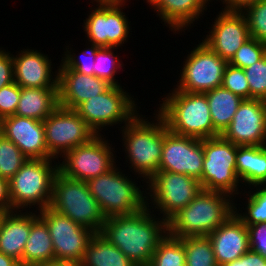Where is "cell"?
<instances>
[{"label": "cell", "instance_id": "1", "mask_svg": "<svg viewBox=\"0 0 266 266\" xmlns=\"http://www.w3.org/2000/svg\"><path fill=\"white\" fill-rule=\"evenodd\" d=\"M167 233V221L154 215L148 206L133 214L106 218L99 232L137 266L149 265Z\"/></svg>", "mask_w": 266, "mask_h": 266}, {"label": "cell", "instance_id": "2", "mask_svg": "<svg viewBox=\"0 0 266 266\" xmlns=\"http://www.w3.org/2000/svg\"><path fill=\"white\" fill-rule=\"evenodd\" d=\"M153 114L155 120L149 121L138 113L127 125L120 127L128 167L144 182L159 171L164 132L168 129L163 117L157 111Z\"/></svg>", "mask_w": 266, "mask_h": 266}, {"label": "cell", "instance_id": "3", "mask_svg": "<svg viewBox=\"0 0 266 266\" xmlns=\"http://www.w3.org/2000/svg\"><path fill=\"white\" fill-rule=\"evenodd\" d=\"M234 199L222 192L201 190L167 221L168 234L178 239L208 236L234 213Z\"/></svg>", "mask_w": 266, "mask_h": 266}, {"label": "cell", "instance_id": "4", "mask_svg": "<svg viewBox=\"0 0 266 266\" xmlns=\"http://www.w3.org/2000/svg\"><path fill=\"white\" fill-rule=\"evenodd\" d=\"M170 92L162 98L163 103L158 104L160 106L157 108L170 132L199 139L220 135L214 129L205 93L175 88Z\"/></svg>", "mask_w": 266, "mask_h": 266}, {"label": "cell", "instance_id": "5", "mask_svg": "<svg viewBox=\"0 0 266 266\" xmlns=\"http://www.w3.org/2000/svg\"><path fill=\"white\" fill-rule=\"evenodd\" d=\"M54 160L56 161L55 158L27 159L9 180V193L14 211H26L27 208L31 211V207L35 205L36 211H40L50 206L53 181L58 173V163Z\"/></svg>", "mask_w": 266, "mask_h": 266}, {"label": "cell", "instance_id": "6", "mask_svg": "<svg viewBox=\"0 0 266 266\" xmlns=\"http://www.w3.org/2000/svg\"><path fill=\"white\" fill-rule=\"evenodd\" d=\"M121 171L116 165L106 174L87 181L90 193L106 218L133 214L147 206L146 190L140 189L144 186H137L136 181Z\"/></svg>", "mask_w": 266, "mask_h": 266}, {"label": "cell", "instance_id": "7", "mask_svg": "<svg viewBox=\"0 0 266 266\" xmlns=\"http://www.w3.org/2000/svg\"><path fill=\"white\" fill-rule=\"evenodd\" d=\"M75 223L99 233L106 217L92 196L87 182L62 175L59 171L53 181L50 206Z\"/></svg>", "mask_w": 266, "mask_h": 266}, {"label": "cell", "instance_id": "8", "mask_svg": "<svg viewBox=\"0 0 266 266\" xmlns=\"http://www.w3.org/2000/svg\"><path fill=\"white\" fill-rule=\"evenodd\" d=\"M203 150L202 188L222 192L232 198L240 194L241 198V182L236 173L237 145L219 135L203 139Z\"/></svg>", "mask_w": 266, "mask_h": 266}, {"label": "cell", "instance_id": "9", "mask_svg": "<svg viewBox=\"0 0 266 266\" xmlns=\"http://www.w3.org/2000/svg\"><path fill=\"white\" fill-rule=\"evenodd\" d=\"M146 184L147 188L144 190L149 191L146 192L147 206L151 210L154 208L153 213L158 209L156 210L159 213L158 216L163 214L161 217L166 221L189 205L203 190L199 180L169 171H158Z\"/></svg>", "mask_w": 266, "mask_h": 266}, {"label": "cell", "instance_id": "10", "mask_svg": "<svg viewBox=\"0 0 266 266\" xmlns=\"http://www.w3.org/2000/svg\"><path fill=\"white\" fill-rule=\"evenodd\" d=\"M122 87L111 85L74 109L96 135L108 126L127 125L138 114L134 96Z\"/></svg>", "mask_w": 266, "mask_h": 266}, {"label": "cell", "instance_id": "11", "mask_svg": "<svg viewBox=\"0 0 266 266\" xmlns=\"http://www.w3.org/2000/svg\"><path fill=\"white\" fill-rule=\"evenodd\" d=\"M104 136L96 135L65 153L63 161H58V171L68 178L84 182L109 172L118 164L113 153L115 147L112 148Z\"/></svg>", "mask_w": 266, "mask_h": 266}, {"label": "cell", "instance_id": "12", "mask_svg": "<svg viewBox=\"0 0 266 266\" xmlns=\"http://www.w3.org/2000/svg\"><path fill=\"white\" fill-rule=\"evenodd\" d=\"M187 54L175 89L185 92L206 93L222 85L228 62L213 52L204 42Z\"/></svg>", "mask_w": 266, "mask_h": 266}, {"label": "cell", "instance_id": "13", "mask_svg": "<svg viewBox=\"0 0 266 266\" xmlns=\"http://www.w3.org/2000/svg\"><path fill=\"white\" fill-rule=\"evenodd\" d=\"M38 215L49 229L54 249V260L81 263L95 232L75 223L51 207L40 210Z\"/></svg>", "mask_w": 266, "mask_h": 266}, {"label": "cell", "instance_id": "14", "mask_svg": "<svg viewBox=\"0 0 266 266\" xmlns=\"http://www.w3.org/2000/svg\"><path fill=\"white\" fill-rule=\"evenodd\" d=\"M49 153L57 160L96 134L74 109L58 106L44 121Z\"/></svg>", "mask_w": 266, "mask_h": 266}, {"label": "cell", "instance_id": "15", "mask_svg": "<svg viewBox=\"0 0 266 266\" xmlns=\"http://www.w3.org/2000/svg\"><path fill=\"white\" fill-rule=\"evenodd\" d=\"M127 1L121 0L112 4L95 3L98 7H91L93 9L83 25L88 42L99 47L119 48L128 41L131 22L123 12Z\"/></svg>", "mask_w": 266, "mask_h": 266}, {"label": "cell", "instance_id": "16", "mask_svg": "<svg viewBox=\"0 0 266 266\" xmlns=\"http://www.w3.org/2000/svg\"><path fill=\"white\" fill-rule=\"evenodd\" d=\"M203 139L164 132L159 171L185 174L201 180L203 172Z\"/></svg>", "mask_w": 266, "mask_h": 266}, {"label": "cell", "instance_id": "17", "mask_svg": "<svg viewBox=\"0 0 266 266\" xmlns=\"http://www.w3.org/2000/svg\"><path fill=\"white\" fill-rule=\"evenodd\" d=\"M222 136L237 146L266 145V101L243 99Z\"/></svg>", "mask_w": 266, "mask_h": 266}, {"label": "cell", "instance_id": "18", "mask_svg": "<svg viewBox=\"0 0 266 266\" xmlns=\"http://www.w3.org/2000/svg\"><path fill=\"white\" fill-rule=\"evenodd\" d=\"M204 42L213 52L229 62L243 43L251 38L246 16L242 12L220 11Z\"/></svg>", "mask_w": 266, "mask_h": 266}, {"label": "cell", "instance_id": "19", "mask_svg": "<svg viewBox=\"0 0 266 266\" xmlns=\"http://www.w3.org/2000/svg\"><path fill=\"white\" fill-rule=\"evenodd\" d=\"M0 133L15 143L28 159L54 158L47 149L43 121L10 115L0 120Z\"/></svg>", "mask_w": 266, "mask_h": 266}, {"label": "cell", "instance_id": "20", "mask_svg": "<svg viewBox=\"0 0 266 266\" xmlns=\"http://www.w3.org/2000/svg\"><path fill=\"white\" fill-rule=\"evenodd\" d=\"M18 53L12 54L14 82L21 88H58V71H52L48 54L29 48Z\"/></svg>", "mask_w": 266, "mask_h": 266}, {"label": "cell", "instance_id": "21", "mask_svg": "<svg viewBox=\"0 0 266 266\" xmlns=\"http://www.w3.org/2000/svg\"><path fill=\"white\" fill-rule=\"evenodd\" d=\"M57 71L58 102L64 108L75 109L111 86L95 75L81 74L72 69H57Z\"/></svg>", "mask_w": 266, "mask_h": 266}, {"label": "cell", "instance_id": "22", "mask_svg": "<svg viewBox=\"0 0 266 266\" xmlns=\"http://www.w3.org/2000/svg\"><path fill=\"white\" fill-rule=\"evenodd\" d=\"M208 238L219 266L238 259L250 250L248 228L234 213Z\"/></svg>", "mask_w": 266, "mask_h": 266}, {"label": "cell", "instance_id": "23", "mask_svg": "<svg viewBox=\"0 0 266 266\" xmlns=\"http://www.w3.org/2000/svg\"><path fill=\"white\" fill-rule=\"evenodd\" d=\"M35 212V213H34ZM5 212L0 224V252L23 263V251L32 223L39 217L37 211Z\"/></svg>", "mask_w": 266, "mask_h": 266}, {"label": "cell", "instance_id": "24", "mask_svg": "<svg viewBox=\"0 0 266 266\" xmlns=\"http://www.w3.org/2000/svg\"><path fill=\"white\" fill-rule=\"evenodd\" d=\"M210 1L212 0H159L152 8L164 25L167 23L170 31L180 33L191 27L195 20H199L208 9Z\"/></svg>", "mask_w": 266, "mask_h": 266}, {"label": "cell", "instance_id": "25", "mask_svg": "<svg viewBox=\"0 0 266 266\" xmlns=\"http://www.w3.org/2000/svg\"><path fill=\"white\" fill-rule=\"evenodd\" d=\"M58 106V88L20 87L15 115L44 121Z\"/></svg>", "mask_w": 266, "mask_h": 266}, {"label": "cell", "instance_id": "26", "mask_svg": "<svg viewBox=\"0 0 266 266\" xmlns=\"http://www.w3.org/2000/svg\"><path fill=\"white\" fill-rule=\"evenodd\" d=\"M236 173L241 184L247 188L254 185H265L266 145L237 146Z\"/></svg>", "mask_w": 266, "mask_h": 266}, {"label": "cell", "instance_id": "27", "mask_svg": "<svg viewBox=\"0 0 266 266\" xmlns=\"http://www.w3.org/2000/svg\"><path fill=\"white\" fill-rule=\"evenodd\" d=\"M54 260V249L46 223L38 217L31 226L20 266H35Z\"/></svg>", "mask_w": 266, "mask_h": 266}, {"label": "cell", "instance_id": "28", "mask_svg": "<svg viewBox=\"0 0 266 266\" xmlns=\"http://www.w3.org/2000/svg\"><path fill=\"white\" fill-rule=\"evenodd\" d=\"M214 129L222 135L243 99L222 86L205 93Z\"/></svg>", "mask_w": 266, "mask_h": 266}, {"label": "cell", "instance_id": "29", "mask_svg": "<svg viewBox=\"0 0 266 266\" xmlns=\"http://www.w3.org/2000/svg\"><path fill=\"white\" fill-rule=\"evenodd\" d=\"M81 266H137L99 233L91 238Z\"/></svg>", "mask_w": 266, "mask_h": 266}, {"label": "cell", "instance_id": "30", "mask_svg": "<svg viewBox=\"0 0 266 266\" xmlns=\"http://www.w3.org/2000/svg\"><path fill=\"white\" fill-rule=\"evenodd\" d=\"M255 188V192L252 190ZM248 192L244 190L246 201L245 212L237 209L236 203H234V214L245 224L254 225L257 223H266V184L265 185H254ZM249 196V197H248ZM239 211L241 213H239Z\"/></svg>", "mask_w": 266, "mask_h": 266}, {"label": "cell", "instance_id": "31", "mask_svg": "<svg viewBox=\"0 0 266 266\" xmlns=\"http://www.w3.org/2000/svg\"><path fill=\"white\" fill-rule=\"evenodd\" d=\"M186 266H219L208 236L182 238Z\"/></svg>", "mask_w": 266, "mask_h": 266}, {"label": "cell", "instance_id": "32", "mask_svg": "<svg viewBox=\"0 0 266 266\" xmlns=\"http://www.w3.org/2000/svg\"><path fill=\"white\" fill-rule=\"evenodd\" d=\"M148 266H186L182 239L167 235L159 242Z\"/></svg>", "mask_w": 266, "mask_h": 266}, {"label": "cell", "instance_id": "33", "mask_svg": "<svg viewBox=\"0 0 266 266\" xmlns=\"http://www.w3.org/2000/svg\"><path fill=\"white\" fill-rule=\"evenodd\" d=\"M113 49H119L117 47H100L96 52L95 64L93 66L94 75L107 81L113 86H121L118 83L116 74L119 72L118 69L124 67L121 63L123 61L119 60V56L116 55ZM118 57V58H117ZM116 80V81H115Z\"/></svg>", "mask_w": 266, "mask_h": 266}, {"label": "cell", "instance_id": "34", "mask_svg": "<svg viewBox=\"0 0 266 266\" xmlns=\"http://www.w3.org/2000/svg\"><path fill=\"white\" fill-rule=\"evenodd\" d=\"M27 159L15 143L0 133V177L10 180Z\"/></svg>", "mask_w": 266, "mask_h": 266}, {"label": "cell", "instance_id": "35", "mask_svg": "<svg viewBox=\"0 0 266 266\" xmlns=\"http://www.w3.org/2000/svg\"><path fill=\"white\" fill-rule=\"evenodd\" d=\"M87 48L83 50V56L79 55L77 56L75 53H73L69 46L66 47V52L64 51V55L62 57V60L60 62V66H58V69H72L75 70L81 74H86V75H94V69L93 66L95 64V57H96V52L100 48L99 46L88 43ZM90 46V48H89ZM68 49V50H67ZM76 55V56H75Z\"/></svg>", "mask_w": 266, "mask_h": 266}, {"label": "cell", "instance_id": "36", "mask_svg": "<svg viewBox=\"0 0 266 266\" xmlns=\"http://www.w3.org/2000/svg\"><path fill=\"white\" fill-rule=\"evenodd\" d=\"M242 13L246 16L250 36L266 44V0H258Z\"/></svg>", "mask_w": 266, "mask_h": 266}, {"label": "cell", "instance_id": "37", "mask_svg": "<svg viewBox=\"0 0 266 266\" xmlns=\"http://www.w3.org/2000/svg\"><path fill=\"white\" fill-rule=\"evenodd\" d=\"M265 55L266 44L251 37L241 45L228 63L244 69L261 60Z\"/></svg>", "mask_w": 266, "mask_h": 266}, {"label": "cell", "instance_id": "38", "mask_svg": "<svg viewBox=\"0 0 266 266\" xmlns=\"http://www.w3.org/2000/svg\"><path fill=\"white\" fill-rule=\"evenodd\" d=\"M250 89V99L266 101V55L243 69Z\"/></svg>", "mask_w": 266, "mask_h": 266}, {"label": "cell", "instance_id": "39", "mask_svg": "<svg viewBox=\"0 0 266 266\" xmlns=\"http://www.w3.org/2000/svg\"><path fill=\"white\" fill-rule=\"evenodd\" d=\"M221 86L242 99H250L249 83L242 68L234 67L228 63L223 73Z\"/></svg>", "mask_w": 266, "mask_h": 266}, {"label": "cell", "instance_id": "40", "mask_svg": "<svg viewBox=\"0 0 266 266\" xmlns=\"http://www.w3.org/2000/svg\"><path fill=\"white\" fill-rule=\"evenodd\" d=\"M20 98V86L13 82L0 89V120L15 115Z\"/></svg>", "mask_w": 266, "mask_h": 266}, {"label": "cell", "instance_id": "41", "mask_svg": "<svg viewBox=\"0 0 266 266\" xmlns=\"http://www.w3.org/2000/svg\"><path fill=\"white\" fill-rule=\"evenodd\" d=\"M246 226L249 233L250 250L266 258V223Z\"/></svg>", "mask_w": 266, "mask_h": 266}, {"label": "cell", "instance_id": "42", "mask_svg": "<svg viewBox=\"0 0 266 266\" xmlns=\"http://www.w3.org/2000/svg\"><path fill=\"white\" fill-rule=\"evenodd\" d=\"M14 82L12 54L0 48V89Z\"/></svg>", "mask_w": 266, "mask_h": 266}, {"label": "cell", "instance_id": "43", "mask_svg": "<svg viewBox=\"0 0 266 266\" xmlns=\"http://www.w3.org/2000/svg\"><path fill=\"white\" fill-rule=\"evenodd\" d=\"M222 266H266V258L249 250L244 255Z\"/></svg>", "mask_w": 266, "mask_h": 266}, {"label": "cell", "instance_id": "44", "mask_svg": "<svg viewBox=\"0 0 266 266\" xmlns=\"http://www.w3.org/2000/svg\"><path fill=\"white\" fill-rule=\"evenodd\" d=\"M0 211L13 212L9 193V180L0 177Z\"/></svg>", "mask_w": 266, "mask_h": 266}, {"label": "cell", "instance_id": "45", "mask_svg": "<svg viewBox=\"0 0 266 266\" xmlns=\"http://www.w3.org/2000/svg\"><path fill=\"white\" fill-rule=\"evenodd\" d=\"M225 8L221 11L242 12L247 6L257 2L258 0H220Z\"/></svg>", "mask_w": 266, "mask_h": 266}, {"label": "cell", "instance_id": "46", "mask_svg": "<svg viewBox=\"0 0 266 266\" xmlns=\"http://www.w3.org/2000/svg\"><path fill=\"white\" fill-rule=\"evenodd\" d=\"M35 266H81V263L63 260H52L50 262L41 263Z\"/></svg>", "mask_w": 266, "mask_h": 266}, {"label": "cell", "instance_id": "47", "mask_svg": "<svg viewBox=\"0 0 266 266\" xmlns=\"http://www.w3.org/2000/svg\"><path fill=\"white\" fill-rule=\"evenodd\" d=\"M0 266H20V263L15 258L0 252Z\"/></svg>", "mask_w": 266, "mask_h": 266}, {"label": "cell", "instance_id": "48", "mask_svg": "<svg viewBox=\"0 0 266 266\" xmlns=\"http://www.w3.org/2000/svg\"><path fill=\"white\" fill-rule=\"evenodd\" d=\"M121 0H92V4L94 2H96L97 4H112V3H116L119 2Z\"/></svg>", "mask_w": 266, "mask_h": 266}, {"label": "cell", "instance_id": "49", "mask_svg": "<svg viewBox=\"0 0 266 266\" xmlns=\"http://www.w3.org/2000/svg\"><path fill=\"white\" fill-rule=\"evenodd\" d=\"M146 3L148 2L149 5H151V7H153L159 0H145Z\"/></svg>", "mask_w": 266, "mask_h": 266}, {"label": "cell", "instance_id": "50", "mask_svg": "<svg viewBox=\"0 0 266 266\" xmlns=\"http://www.w3.org/2000/svg\"><path fill=\"white\" fill-rule=\"evenodd\" d=\"M5 212H2V211H0V224H1V222H2V218H3V214H4Z\"/></svg>", "mask_w": 266, "mask_h": 266}]
</instances>
